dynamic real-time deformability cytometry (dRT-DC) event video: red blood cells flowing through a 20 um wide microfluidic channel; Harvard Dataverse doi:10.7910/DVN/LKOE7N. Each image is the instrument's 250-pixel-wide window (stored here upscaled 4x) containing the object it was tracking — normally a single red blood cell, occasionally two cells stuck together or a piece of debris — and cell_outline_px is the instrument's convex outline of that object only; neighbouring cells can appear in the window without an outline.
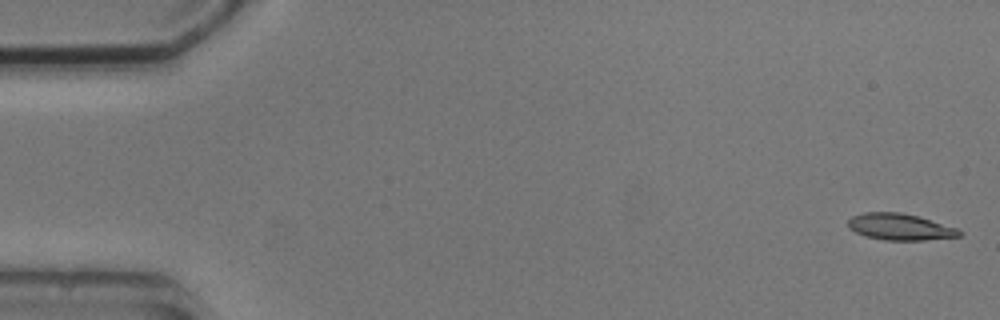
{"species": "common noctule bat (a hibernating species)", "species_latin": "Nyctalus noctula", "temperature_condition": "cold", "stored_images_in_passage": 7, "camera_frame_rate_fps": 3000, "um_per_image_px": 0.085, "animal": {"sex": "male", "body_mass_g": 20.5, "forearm_length_mm": 52.5}, "frame": {"image": 1, "passage_image": 1, "time_ms": 0.0, "image_size_px": [1000, 320], "cell_outline_px": [[964, 232], [960, 236], [924, 240], [884, 240], [864, 236], [848, 228], [848, 220], [852, 216], [864, 212], [900, 212], [916, 216], [956, 228]], "centroid_in_image_um": [76.46, 19.29], "position_along_channel_um": 8.5, "area_um2": 17.05}}
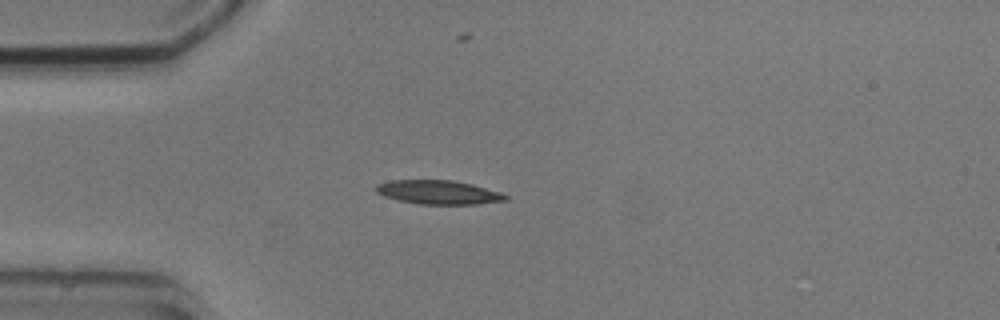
{"frame": {"image": 2, "passage_image": 4, "time_ms": 4.333, "image_size_px": [1000, 320], "cell_outline_px": [[508, 200], [476, 204], [416, 204], [396, 200], [384, 196], [376, 192], [376, 184], [392, 180], [452, 180], [472, 184], [500, 192], [508, 196]], "centroid_in_image_um": [37.25, 16.34], "position_along_channel_um": 47.8, "area_um2": 18.09}}